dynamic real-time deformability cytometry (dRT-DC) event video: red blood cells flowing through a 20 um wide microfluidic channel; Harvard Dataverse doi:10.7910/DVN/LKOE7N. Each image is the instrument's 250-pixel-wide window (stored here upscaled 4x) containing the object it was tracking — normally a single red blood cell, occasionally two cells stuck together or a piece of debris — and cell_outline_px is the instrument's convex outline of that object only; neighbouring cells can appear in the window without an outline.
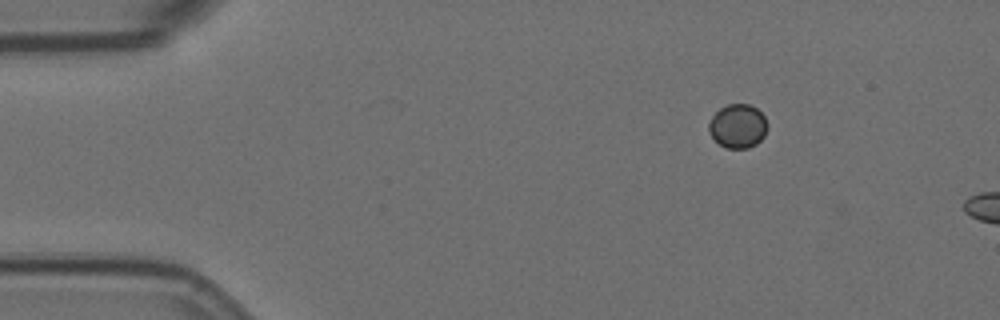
{"species": "Egyptian fruit bat (a non-hibernating species)", "species_latin": "Rousettus aegyptiacus", "temperature_condition": "room temperature", "stored_images_in_passage": 4, "camera_frame_rate_fps": 3000, "um_per_image_px": 0.085, "animal": {"sex": "female"}, "frame": {"image": 1, "passage_image": 1, "time_ms": 0.0, "image_size_px": [1000, 320], "cell_outline_px": [[768, 124], [764, 136], [756, 144], [748, 148], [728, 148], [720, 144], [712, 136], [708, 128], [708, 124], [712, 116], [720, 108], [728, 104], [748, 104], [756, 108], [764, 116]], "centroid_in_image_um": [62.72, 10.71], "position_along_channel_um": 22.3, "area_um2": 14.85}}